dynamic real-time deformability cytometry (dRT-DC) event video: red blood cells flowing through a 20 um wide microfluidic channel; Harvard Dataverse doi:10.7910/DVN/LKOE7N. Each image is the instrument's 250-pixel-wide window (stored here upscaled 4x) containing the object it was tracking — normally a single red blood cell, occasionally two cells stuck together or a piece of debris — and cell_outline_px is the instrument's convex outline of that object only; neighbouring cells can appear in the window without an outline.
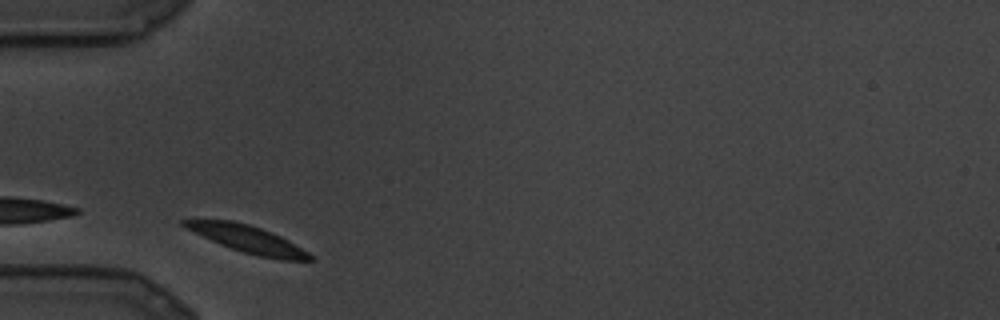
{"species": "common noctule bat (a hibernating species)", "species_latin": "Nyctalus noctula", "temperature_condition": "cold", "stored_images_in_passage": 3, "camera_frame_rate_fps": 3000, "um_per_image_px": 0.085, "animal": {"sex": "male", "body_mass_g": 19.5, "forearm_length_mm": 54.6}, "frame": {"image": 1, "passage_image": 1, "time_ms": 0.0, "image_size_px": [1000, 320], "cell_outline_px": [[316, 260], [280, 260], [256, 256], [220, 244], [180, 224], [180, 220], [232, 220], [248, 224], [272, 232], [288, 240], [308, 252]], "centroid_in_image_um": [21.11, 20.34], "position_along_channel_um": 63.9, "area_um2": 19.54}}